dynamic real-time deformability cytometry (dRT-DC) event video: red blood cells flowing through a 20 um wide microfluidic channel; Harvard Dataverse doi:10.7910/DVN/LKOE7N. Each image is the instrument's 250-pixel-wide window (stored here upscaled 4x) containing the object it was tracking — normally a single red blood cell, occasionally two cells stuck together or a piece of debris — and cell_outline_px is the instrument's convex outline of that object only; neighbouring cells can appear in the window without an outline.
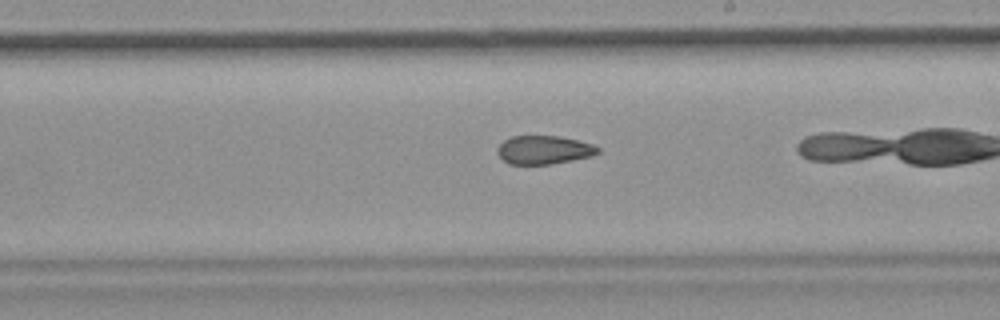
{"species": "common noctule bat (a hibernating species)", "species_latin": "Nyctalus noctula", "temperature_condition": "room temperature", "stored_images_in_passage": 37, "camera_frame_rate_fps": 3000, "um_per_image_px": 0.085, "animal": {"sex": "female", "body_mass_g": 19.9}, "frame": {"image": 1, "passage_image": 27, "time_ms": 8.667, "image_size_px": [1000, 320], "cell_outline_px": [[600, 152], [592, 156], [552, 164], [508, 164], [496, 152], [496, 148], [504, 140], [512, 136], [560, 136], [592, 144], [600, 148]], "centroid_in_image_um": [46.22, 12.74], "position_along_channel_um": 242.8, "area_um2": 16.7}}